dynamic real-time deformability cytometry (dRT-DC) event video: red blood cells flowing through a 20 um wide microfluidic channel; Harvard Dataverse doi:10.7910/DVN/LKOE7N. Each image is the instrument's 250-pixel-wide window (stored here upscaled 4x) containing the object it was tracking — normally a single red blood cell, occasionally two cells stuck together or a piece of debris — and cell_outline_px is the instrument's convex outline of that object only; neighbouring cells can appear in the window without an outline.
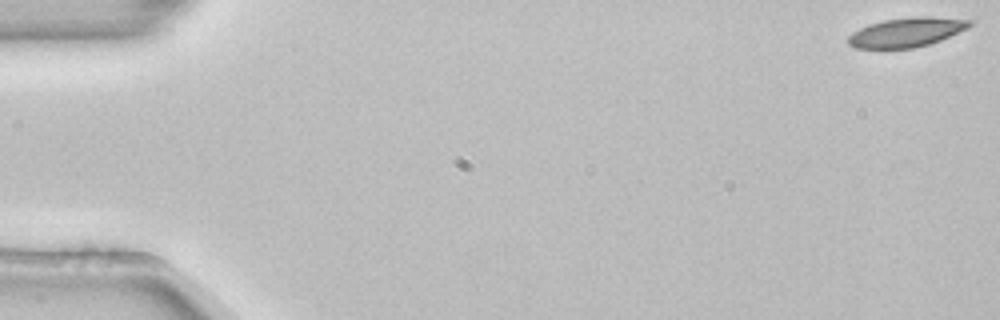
{"species": "common noctule bat (a hibernating species)", "species_latin": "Nyctalus noctula", "temperature_condition": "room temperature", "stored_images_in_passage": 54, "camera_frame_rate_fps": 3000, "um_per_image_px": 0.085, "animal": {"sex": "female", "body_mass_g": 22.7, "forearm_length_mm": 54.2}, "frame": {"image": 1, "passage_image": 1, "time_ms": 0.0, "image_size_px": [1000, 320], "cell_outline_px": [[976, 20], [968, 28], [940, 40], [928, 44], [912, 48], [856, 48], [848, 44], [848, 36], [852, 32], [868, 24], [884, 20], [912, 16], [928, 16]], "centroid_in_image_um": [77.07, 2.72], "position_along_channel_um": 7.9, "area_um2": 20.81}}
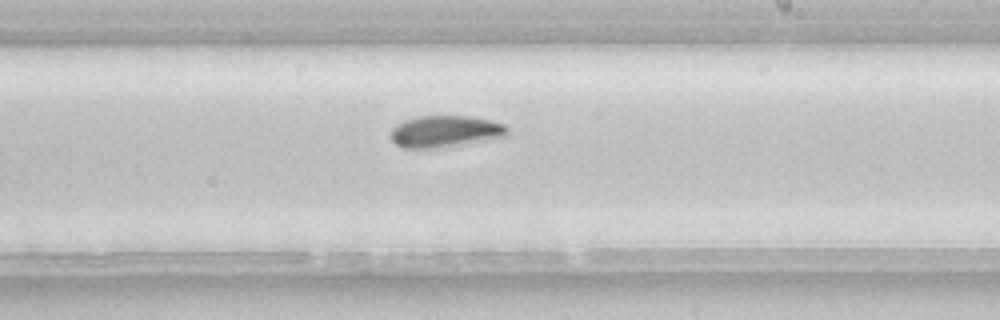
{"frame": {"image": 2, "passage_image": 32, "time_ms": 10.333, "image_size_px": [1000, 320], "cell_outline_px": [[508, 136], [432, 148], [404, 148], [396, 144], [392, 140], [392, 128], [396, 124], [404, 120], [420, 116], [468, 116], [488, 120], [504, 124], [508, 128]], "centroid_in_image_um": [37.82, 11.16], "position_along_channel_um": 251.2, "area_um2": 21.1}}
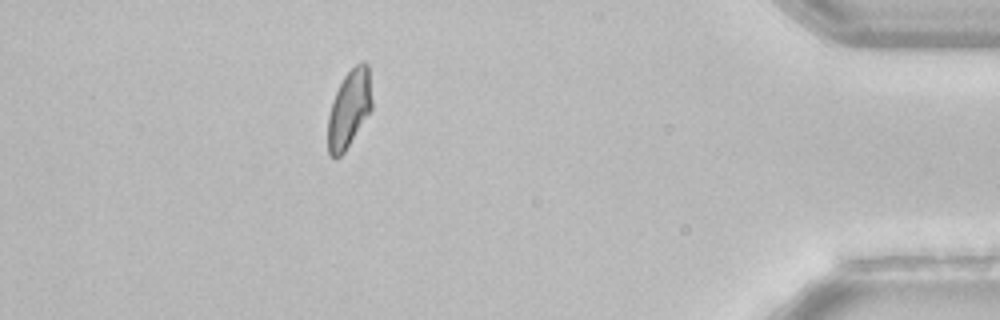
{"frame": {"image": 3, "passage_image": 48, "time_ms": 15.667, "image_size_px": [1000, 320], "cell_outline_px": [[372, 108], [344, 152], [336, 160], [328, 152], [328, 116], [332, 100], [344, 76], [360, 60], [364, 60], [368, 64], [372, 100]], "centroid_in_image_um": [29.68, 9.22], "position_along_channel_um": 405.5, "area_um2": 19.83}, "authors_computed_cell_mechanics": {"area_um2": 21.2704, "velocity_mm_per_s": 3.832, "shape_relaxation_time_tau1_ms": 3.9744, "shape_relaxation_time_tau2_ms": null, "deformation_change_tau1": 0.1031, "deformation_change_tau2": null}}